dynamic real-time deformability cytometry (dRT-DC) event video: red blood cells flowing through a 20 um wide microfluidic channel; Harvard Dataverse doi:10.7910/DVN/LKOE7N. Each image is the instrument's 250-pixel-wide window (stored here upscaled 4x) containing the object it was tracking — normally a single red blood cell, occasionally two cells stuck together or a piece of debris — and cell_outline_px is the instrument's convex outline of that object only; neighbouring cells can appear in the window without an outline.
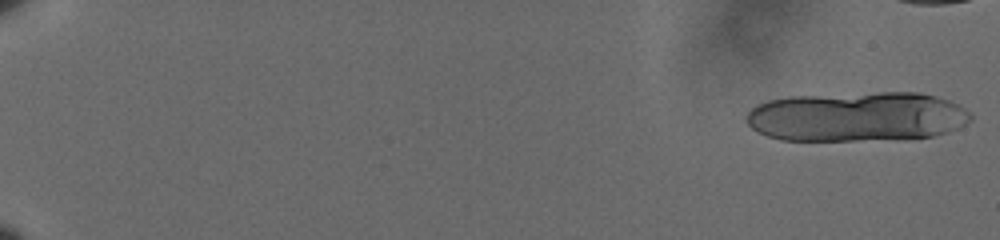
{"species": "human", "species_latin": "Homo sapiens", "temperature_condition": "cold", "stored_images_in_passage": 19, "camera_frame_rate_fps": 3000, "um_per_image_px": 0.085, "donor": {"sex": "male"}, "frame": {"image": 1, "passage_image": 1, "time_ms": 0.0, "image_size_px": [1000, 240], "cell_outline_px": [[972, 120], [956, 128], [932, 136], [856, 140], [780, 140], [756, 132], [748, 124], [744, 116], [756, 104], [768, 100], [788, 96], [880, 92], [920, 92], [936, 96], [948, 100], [964, 108], [972, 116]], "centroid_in_image_um": [72.77, 9.9], "position_along_channel_um": 12.2, "area_um2": 64.85}}